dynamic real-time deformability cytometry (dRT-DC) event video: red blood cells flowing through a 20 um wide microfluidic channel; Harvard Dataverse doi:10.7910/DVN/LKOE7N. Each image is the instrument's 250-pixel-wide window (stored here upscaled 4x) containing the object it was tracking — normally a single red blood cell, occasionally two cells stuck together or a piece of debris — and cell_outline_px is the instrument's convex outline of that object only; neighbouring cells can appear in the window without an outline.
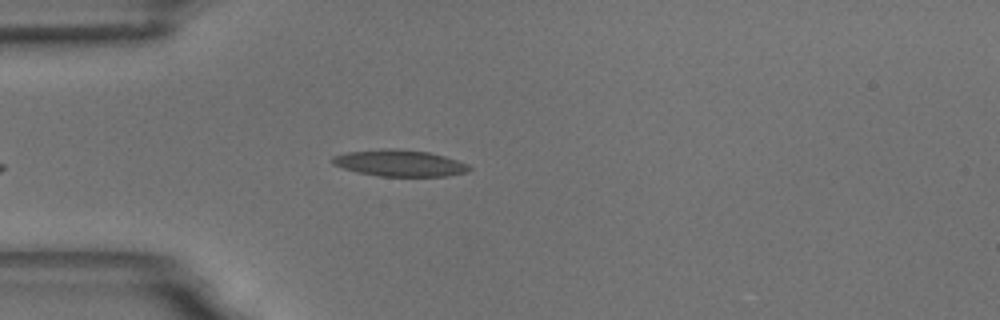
{"species": "common noctule bat (a hibernating species)", "species_latin": "Nyctalus noctula", "temperature_condition": "room temperature", "stored_images_in_passage": 41, "camera_frame_rate_fps": 3000, "um_per_image_px": 0.085, "animal": {"sex": "male", "body_mass_g": 18.8}, "frame": {"image": 1, "passage_image": 2, "time_ms": 0.333, "image_size_px": [1000, 320], "cell_outline_px": [[472, 168], [468, 172], [448, 176], [380, 176], [356, 172], [332, 164], [328, 160], [332, 156], [348, 152], [384, 148], [392, 148], [428, 152], [444, 156], [468, 164]], "centroid_in_image_um": [33.94, 13.86], "position_along_channel_um": 51.1, "area_um2": 21.21}}
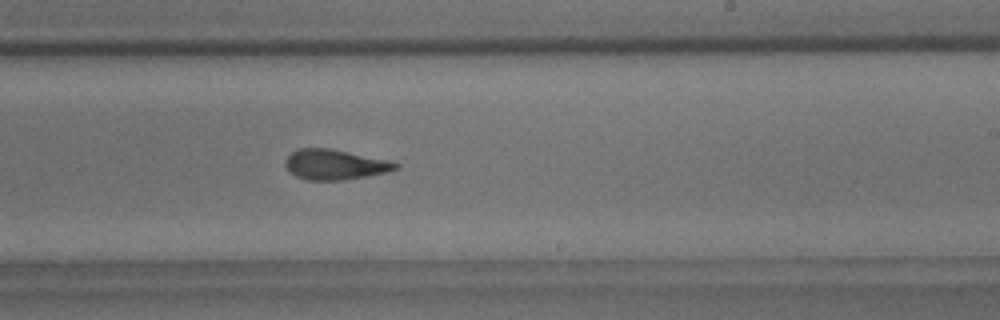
{"frame": {"image": 2, "passage_image": 21, "time_ms": 6.667, "image_size_px": [1000, 320], "cell_outline_px": [[400, 168], [388, 172], [340, 180], [308, 180], [296, 176], [288, 172], [284, 164], [284, 160], [292, 152], [300, 148], [332, 148], [388, 160], [400, 164]], "centroid_in_image_um": [28.45, 13.98], "position_along_channel_um": 260.5, "area_um2": 19.48}}
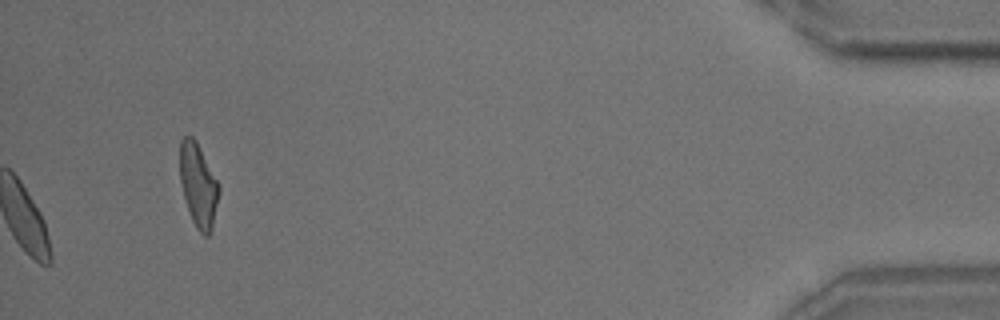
{"frame": {"image": 3, "passage_image": 41, "time_ms": 13.333, "image_size_px": [1000, 320], "cell_outline_px": [[220, 192], [212, 228], [208, 236], [204, 236], [196, 228], [192, 220], [184, 196], [180, 180], [180, 140], [184, 136], [192, 136], [196, 140], [220, 184]], "centroid_in_image_um": [16.87, 15.73], "position_along_channel_um": 418.3, "area_um2": 19.07}, "authors_computed_cell_mechanics": {"area_um2": 19.9988, "velocity_mm_per_s": 3.4498, "shape_relaxation_time_tau1_ms": 8.1272, "shape_relaxation_time_tau2_ms": 2.9027, "deformation_change_tau1": 0.2259, "deformation_change_tau2": 0.1254}}